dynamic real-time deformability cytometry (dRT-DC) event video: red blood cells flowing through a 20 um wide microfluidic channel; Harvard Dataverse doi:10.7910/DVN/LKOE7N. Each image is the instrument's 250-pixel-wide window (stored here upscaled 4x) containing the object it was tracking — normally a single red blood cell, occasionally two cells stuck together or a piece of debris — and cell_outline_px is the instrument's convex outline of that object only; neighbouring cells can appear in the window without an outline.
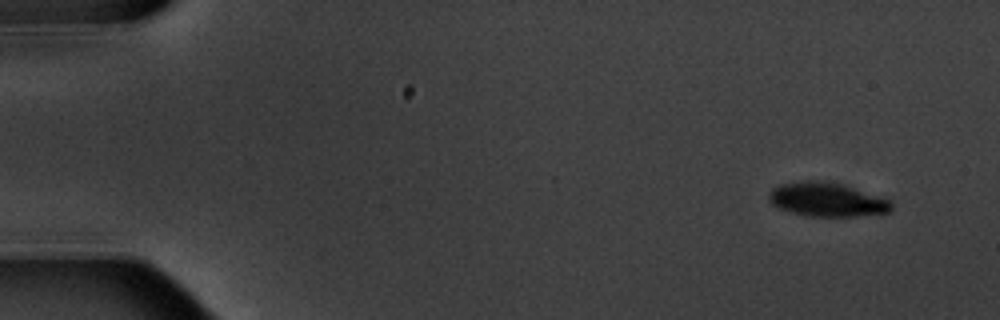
{"species": "common noctule bat (a hibernating species)", "species_latin": "Nyctalus noctula", "temperature_condition": "warm", "stored_images_in_passage": 6, "camera_frame_rate_fps": 3000, "um_per_image_px": 0.085, "animal": {"sex": "male", "body_mass_g": 20.1, "forearm_length_mm": 53.5}, "frame": {"image": 1, "passage_image": 1, "time_ms": 0.0, "image_size_px": [1000, 320], "cell_outline_px": [[892, 208], [888, 212], [856, 216], [812, 216], [792, 212], [780, 208], [772, 204], [768, 200], [768, 196], [772, 188], [780, 184], [800, 180], [820, 180], [844, 184], [892, 200]], "centroid_in_image_um": [70.29, 16.94], "position_along_channel_um": 14.7, "area_um2": 24.33}}